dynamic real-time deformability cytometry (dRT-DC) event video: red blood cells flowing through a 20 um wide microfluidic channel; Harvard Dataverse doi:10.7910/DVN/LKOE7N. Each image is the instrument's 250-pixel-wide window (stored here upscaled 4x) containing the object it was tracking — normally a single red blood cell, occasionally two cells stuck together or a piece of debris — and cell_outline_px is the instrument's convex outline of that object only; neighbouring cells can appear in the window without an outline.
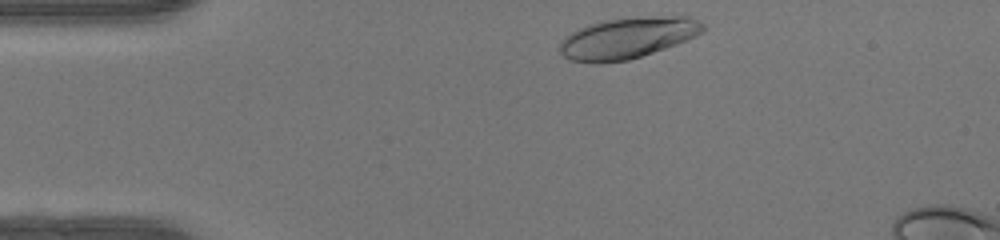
{"species": "human", "species_latin": "Homo sapiens", "temperature_condition": "warm", "stored_images_in_passage": 33, "camera_frame_rate_fps": 3000, "um_per_image_px": 0.085, "donor": {"sex": "female"}, "frame": {"image": 1, "passage_image": 2, "time_ms": 0.333, "image_size_px": [1000, 240], "cell_outline_px": [[704, 28], [696, 36], [676, 44], [628, 60], [568, 60], [560, 52], [560, 40], [564, 36], [576, 28], [588, 24], [604, 20], [648, 16], [688, 16], [700, 20], [704, 24]], "centroid_in_image_um": [53.36, 3.17], "position_along_channel_um": 31.6, "area_um2": 33.7}}
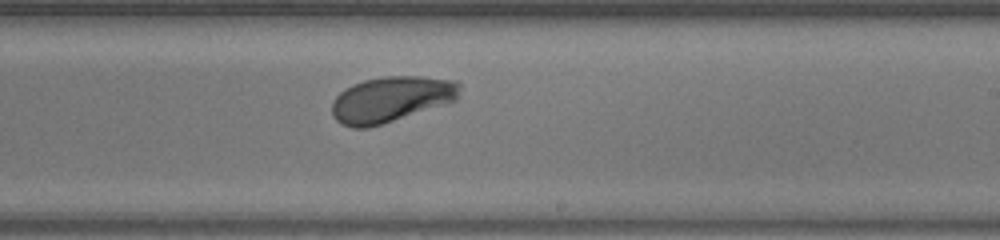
{"frame": {"image": 2, "passage_image": 22, "time_ms": 7.0, "image_size_px": [1000, 240], "cell_outline_px": [[460, 96], [456, 100], [448, 104], [368, 128], [352, 128], [340, 124], [332, 116], [332, 100], [344, 88], [352, 84], [364, 80], [384, 76], [420, 76], [456, 80], [460, 84]], "centroid_in_image_um": [33.25, 8.44], "position_along_channel_um": 255.7, "area_um2": 34.51}}
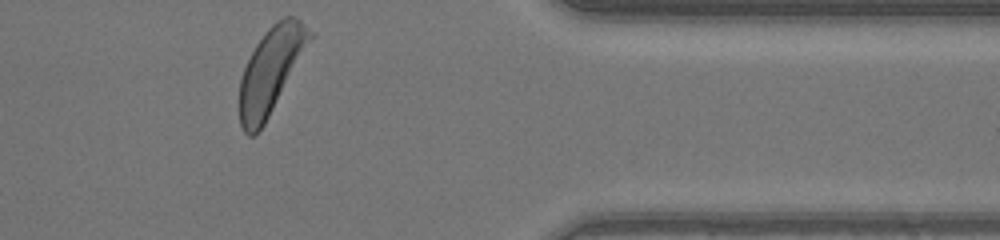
{"frame": {"image": 3, "passage_image": 33, "time_ms": 10.667, "image_size_px": [1000, 240], "cell_outline_px": [[316, 36], [264, 124], [252, 136], [248, 136], [244, 132], [240, 124], [240, 80], [244, 68], [256, 44], [264, 32], [276, 20], [284, 16], [292, 16], [300, 20]], "centroid_in_image_um": [23.07, 5.95], "position_along_channel_um": 388.3, "area_um2": 35.14}, "authors_computed_cell_mechanics": {"area_um2": 33.5818, "velocity_mm_per_s": 4.1746, "shape_relaxation_time_tau1_ms": 2.3796, "shape_relaxation_time_tau2_ms": null, "deformation_change_tau1": 0.1788, "deformation_change_tau2": null}}